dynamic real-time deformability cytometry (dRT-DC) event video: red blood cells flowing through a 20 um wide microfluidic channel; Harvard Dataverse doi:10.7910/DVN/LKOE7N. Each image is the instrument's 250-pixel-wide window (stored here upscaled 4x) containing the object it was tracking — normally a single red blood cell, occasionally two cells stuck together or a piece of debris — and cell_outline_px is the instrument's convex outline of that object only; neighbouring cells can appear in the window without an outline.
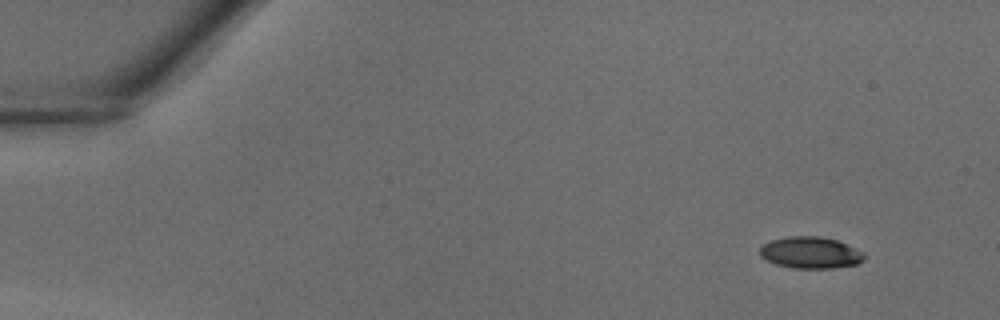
{"species": "common noctule bat (a hibernating species)", "species_latin": "Nyctalus noctula", "temperature_condition": "warm", "stored_images_in_passage": 38, "camera_frame_rate_fps": 3000, "um_per_image_px": 0.085, "animal": {"sex": "male", "body_mass_g": 18.8}, "frame": {"image": 1, "passage_image": 1, "time_ms": 0.0, "image_size_px": [1000, 320], "cell_outline_px": [[864, 260], [856, 264], [832, 268], [792, 268], [776, 264], [760, 256], [760, 248], [764, 244], [772, 240], [788, 236], [820, 236], [836, 240], [864, 252]], "centroid_in_image_um": [68.89, 21.47], "position_along_channel_um": 16.1, "area_um2": 19.07}}
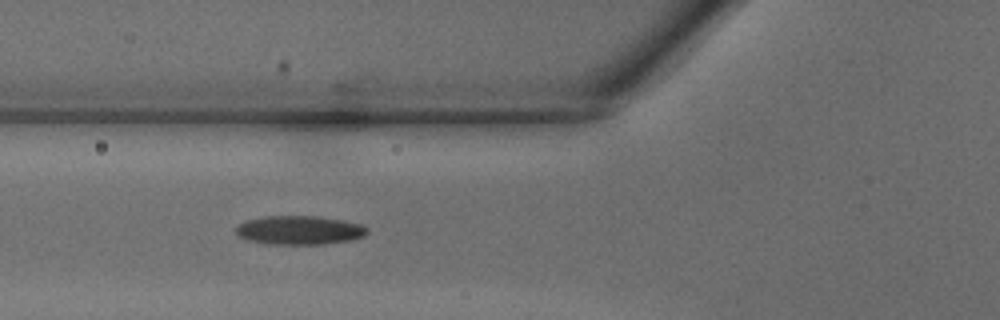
{"frame": {"image": 2, "passage_image": 13, "time_ms": 4.0, "image_size_px": [1000, 320], "cell_outline_px": [[368, 232], [364, 236], [348, 240], [320, 244], [268, 244], [248, 240], [236, 236], [236, 228], [240, 224], [248, 220], [264, 216], [316, 216], [340, 220], [360, 224], [368, 228]], "centroid_in_image_um": [25.42, 19.56], "position_along_channel_um": 100.4, "area_um2": 21.85}}
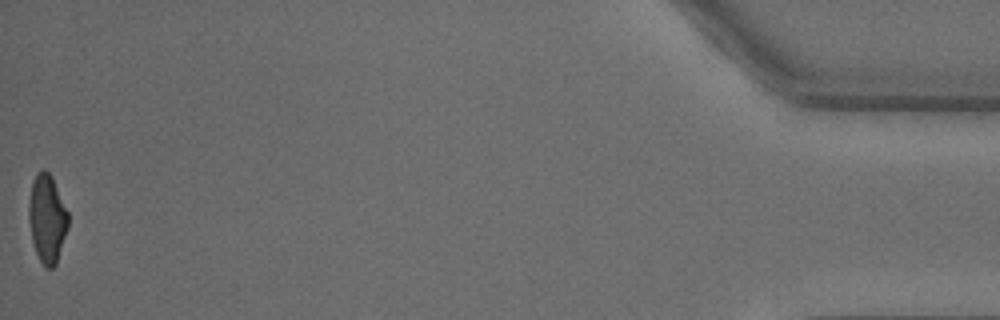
{"frame": {"image": 3, "passage_image": 38, "time_ms": 12.333, "image_size_px": [1000, 320], "cell_outline_px": [[68, 228], [56, 264], [52, 268], [48, 268], [40, 260], [36, 252], [32, 240], [28, 220], [28, 204], [32, 180], [36, 172], [44, 168], [52, 176], [68, 212]], "centroid_in_image_um": [3.99, 18.53], "position_along_channel_um": 431.2, "area_um2": 20.35}}